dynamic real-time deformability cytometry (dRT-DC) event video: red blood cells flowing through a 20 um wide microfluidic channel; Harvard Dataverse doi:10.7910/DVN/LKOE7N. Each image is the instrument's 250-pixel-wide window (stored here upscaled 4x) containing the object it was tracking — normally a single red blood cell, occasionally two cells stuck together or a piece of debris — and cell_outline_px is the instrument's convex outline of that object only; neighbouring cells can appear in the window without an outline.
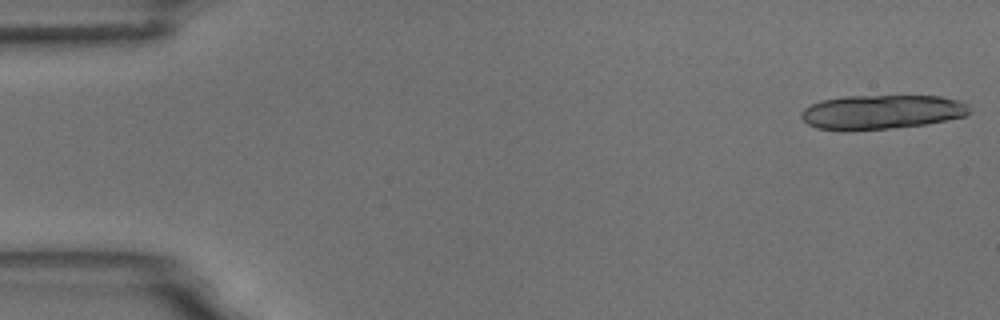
{"species": "common noctule bat (a hibernating species)", "species_latin": "Nyctalus noctula", "temperature_condition": "room temperature", "stored_images_in_passage": 9, "camera_frame_rate_fps": 3000, "um_per_image_px": 0.085, "animal": {"sex": "male", "body_mass_g": 18.8}, "frame": {"image": 1, "passage_image": 1, "time_ms": 0.0, "image_size_px": [1000, 320], "cell_outline_px": [[972, 112], [964, 116], [928, 124], [892, 128], [848, 132], [844, 132], [816, 128], [808, 124], [800, 116], [804, 108], [820, 100], [844, 96], [940, 96], [960, 100], [968, 104]], "centroid_in_image_um": [74.93, 9.53], "position_along_channel_um": 10.1, "area_um2": 34.22}}